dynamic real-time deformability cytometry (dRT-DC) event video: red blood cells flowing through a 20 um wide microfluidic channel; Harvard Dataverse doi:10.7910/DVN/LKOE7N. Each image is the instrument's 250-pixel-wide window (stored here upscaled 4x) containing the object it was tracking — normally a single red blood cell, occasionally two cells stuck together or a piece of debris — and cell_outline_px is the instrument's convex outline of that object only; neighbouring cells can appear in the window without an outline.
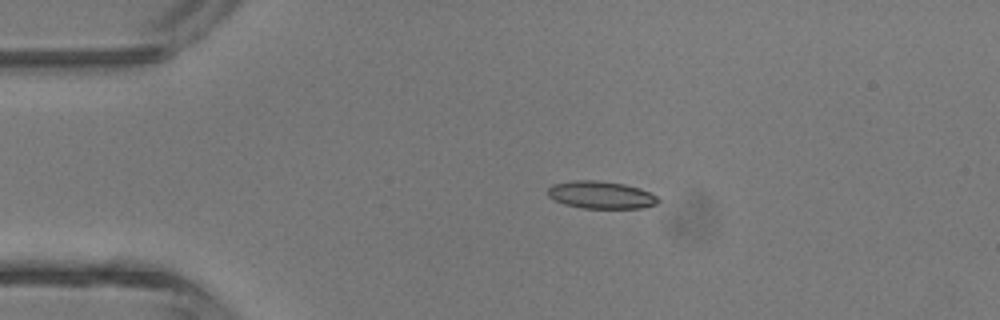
{"species": "common noctule bat (a hibernating species)", "species_latin": "Nyctalus noctula", "temperature_condition": "room temperature", "stored_images_in_passage": 1, "camera_frame_rate_fps": 3000, "um_per_image_px": 0.085, "animal": {"sex": "male", "body_mass_g": 13.3}, "frame": {"image": 1, "passage_image": 1, "time_ms": 0.0, "image_size_px": [1000, 320], "cell_outline_px": [[660, 200], [656, 204], [644, 208], [580, 208], [564, 204], [548, 196], [548, 188], [552, 184], [572, 180], [596, 180], [624, 184], [640, 188], [656, 196]], "centroid_in_image_um": [51.07, 16.57], "position_along_channel_um": 33.9, "area_um2": 17.69}}